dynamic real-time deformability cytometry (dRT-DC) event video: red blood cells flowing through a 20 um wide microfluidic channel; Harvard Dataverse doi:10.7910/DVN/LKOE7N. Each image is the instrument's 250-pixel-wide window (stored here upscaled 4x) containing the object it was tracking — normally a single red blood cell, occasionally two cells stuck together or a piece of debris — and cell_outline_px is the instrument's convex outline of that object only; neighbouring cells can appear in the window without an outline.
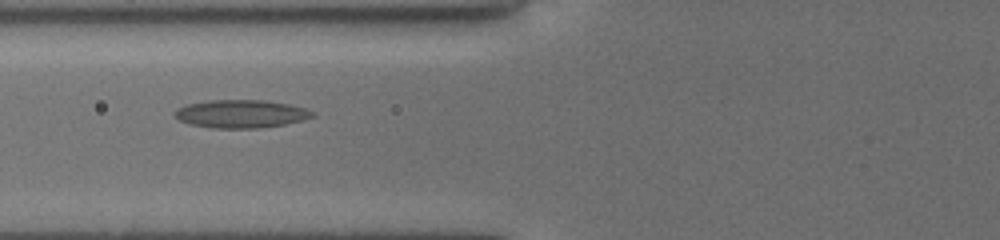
{"species": "common noctule bat (a hibernating species)", "species_latin": "Nyctalus noctula", "temperature_condition": "cold", "stored_images_in_passage": 43, "segment_of_instrument_passage": [1, 2], "camera_frame_rate_fps": 3000, "um_per_image_px": 0.085, "animal": {"sex": "female", "body_mass_g": 19.5, "forearm_length_mm": 54.1}, "frame": {"image": 1, "passage_image": 11, "time_ms": 3.333, "image_size_px": [1000, 240], "cell_outline_px": [[316, 116], [284, 124], [256, 128], [212, 128], [188, 124], [180, 120], [172, 112], [176, 108], [188, 104], [208, 100], [264, 100], [288, 104], [304, 108], [312, 112]], "centroid_in_image_um": [20.42, 9.67], "position_along_channel_um": 105.4, "area_um2": 22.37}}
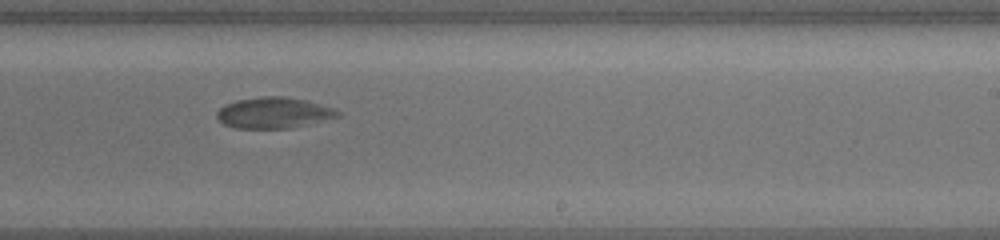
{"frame": {"image": 2, "passage_image": 24, "time_ms": 7.667, "image_size_px": [1000, 240], "cell_outline_px": [[340, 116], [288, 128], [236, 128], [224, 124], [216, 116], [216, 112], [220, 108], [236, 100], [264, 96], [284, 96], [308, 100], [336, 108], [340, 112]], "centroid_in_image_um": [23.29, 9.57], "position_along_channel_um": 265.7, "area_um2": 21.68}}
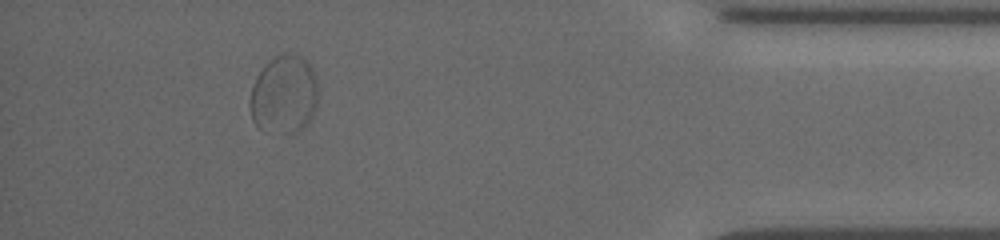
{"frame": {"image": 3, "passage_image": 39, "time_ms": 12.667, "image_size_px": [1000, 240], "cell_outline_px": [[316, 104], [308, 120], [300, 128], [292, 132], [284, 132], [260, 128], [252, 120], [252, 84], [256, 76], [264, 64], [268, 60], [276, 56], [296, 56], [304, 60], [312, 68], [316, 76]], "centroid_in_image_um": [24.12, 8.01], "position_along_channel_um": 411.1, "area_um2": 29.77}}